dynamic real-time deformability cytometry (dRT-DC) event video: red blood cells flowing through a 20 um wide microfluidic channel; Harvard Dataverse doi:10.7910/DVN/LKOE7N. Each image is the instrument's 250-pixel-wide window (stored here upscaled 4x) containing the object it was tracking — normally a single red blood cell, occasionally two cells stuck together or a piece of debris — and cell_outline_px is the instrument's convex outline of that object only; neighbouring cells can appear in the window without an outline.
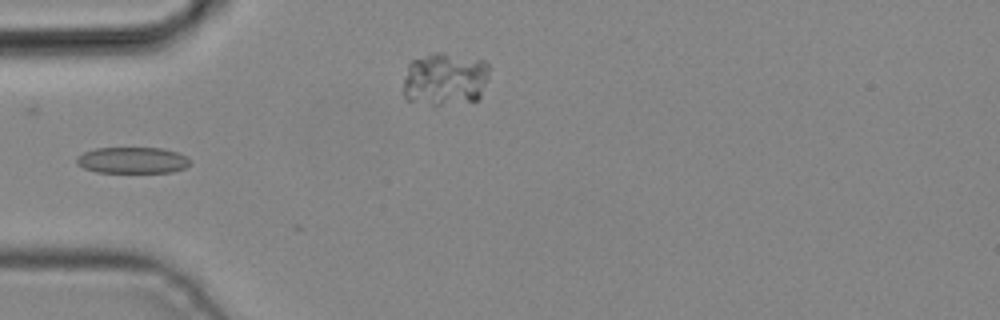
{"species": "common noctule bat (a hibernating species)", "species_latin": "Nyctalus noctula", "temperature_condition": "cold", "stored_images_in_passage": 5, "camera_frame_rate_fps": 3000, "um_per_image_px": 0.085, "animal": {"sex": "male", "body_mass_g": 19.2, "forearm_length_mm": 51.8}, "frame": {"image": 1, "passage_image": 4, "time_ms": 1.0, "image_size_px": [1000, 320], "cell_outline_px": [[188, 164], [184, 168], [172, 172], [96, 172], [84, 168], [76, 164], [76, 156], [84, 152], [96, 148], [160, 148], [176, 152], [184, 156], [188, 160]], "centroid_in_image_um": [11.18, 13.62], "position_along_channel_um": 73.8, "area_um2": 17.17}}